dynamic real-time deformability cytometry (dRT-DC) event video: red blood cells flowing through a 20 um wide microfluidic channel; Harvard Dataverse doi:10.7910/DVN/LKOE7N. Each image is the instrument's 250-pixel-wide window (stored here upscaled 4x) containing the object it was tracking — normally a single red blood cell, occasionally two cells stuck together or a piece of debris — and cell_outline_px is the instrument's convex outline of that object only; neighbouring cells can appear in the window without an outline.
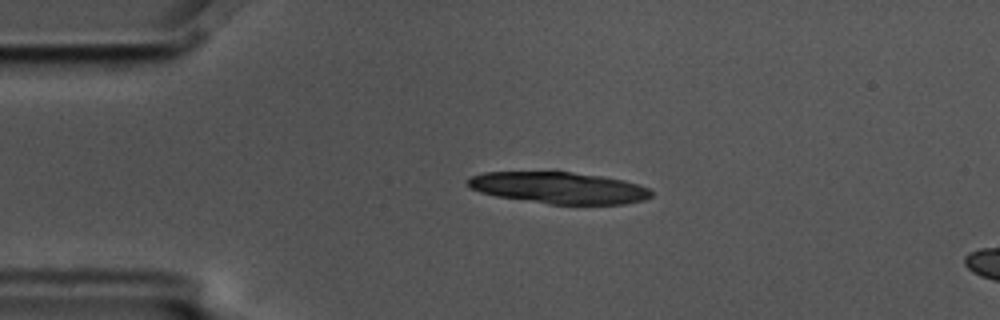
{"species": "common noctule bat (a hibernating species)", "species_latin": "Nyctalus noctula", "temperature_condition": "cold", "stored_images_in_passage": 5, "segment_of_instrument_passage": [1, 2], "camera_frame_rate_fps": 3000, "um_per_image_px": 0.085, "animal": {"sex": "male", "body_mass_g": 17.5, "forearm_length_mm": 52.3}, "frame": {"image": 1, "passage_image": 3, "time_ms": 0.667, "image_size_px": [1000, 320], "cell_outline_px": [[652, 196], [644, 200], [624, 204], [548, 204], [496, 196], [480, 192], [472, 188], [468, 184], [468, 180], [472, 176], [484, 172], [572, 172], [604, 176], [624, 180], [648, 188], [652, 192]], "centroid_in_image_um": [47.54, 15.97], "position_along_channel_um": 37.5, "area_um2": 33.64}}